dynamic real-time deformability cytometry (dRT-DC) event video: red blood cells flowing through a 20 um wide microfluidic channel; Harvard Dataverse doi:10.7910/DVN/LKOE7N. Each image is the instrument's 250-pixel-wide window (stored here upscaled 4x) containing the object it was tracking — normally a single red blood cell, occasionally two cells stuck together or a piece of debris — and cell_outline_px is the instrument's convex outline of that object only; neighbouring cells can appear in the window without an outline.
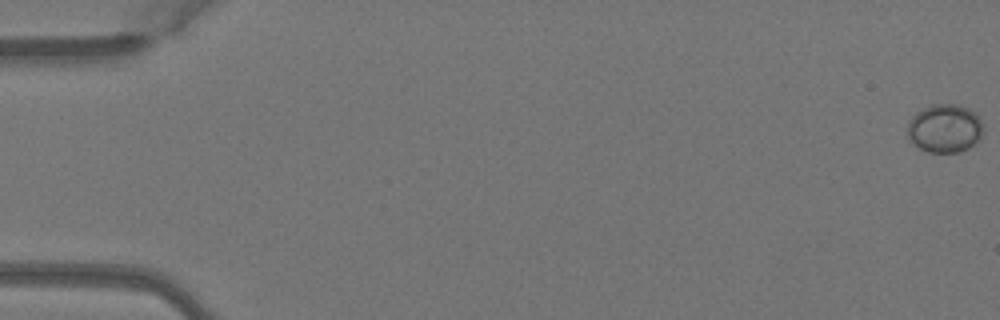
{"species": "Egyptian fruit bat (a non-hibernating species)", "species_latin": "Rousettus aegyptiacus", "temperature_condition": "warm", "stored_images_in_passage": 5, "camera_frame_rate_fps": 3000, "um_per_image_px": 0.085, "animal": {"sex": "female"}, "frame": {"image": 1, "passage_image": 1, "time_ms": 0.0, "image_size_px": [1000, 320], "cell_outline_px": [[984, 132], [980, 140], [976, 144], [960, 152], [928, 152], [912, 144], [908, 140], [908, 124], [912, 116], [916, 112], [932, 104], [960, 104], [976, 112], [980, 116], [984, 124]], "centroid_in_image_um": [80.36, 10.91], "position_along_channel_um": 4.6, "area_um2": 21.96}}
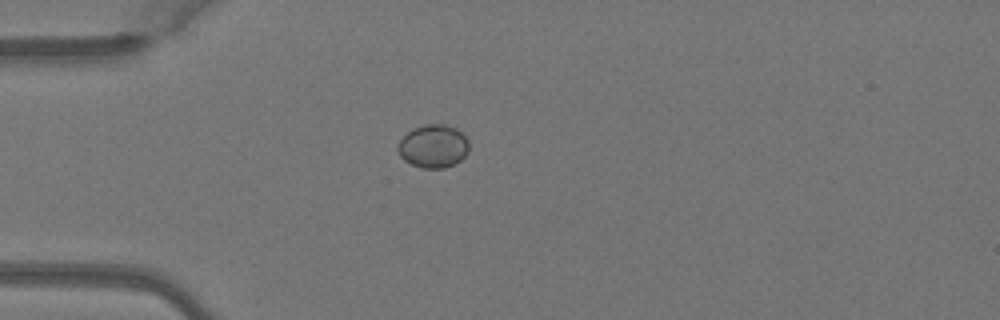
{"frame": {"image": 2, "passage_image": 5, "time_ms": 1.333, "image_size_px": [1000, 320], "cell_outline_px": [[468, 152], [460, 160], [444, 168], [424, 168], [412, 164], [404, 160], [400, 156], [396, 148], [400, 140], [408, 132], [424, 124], [444, 124], [456, 128], [468, 140]], "centroid_in_image_um": [36.82, 12.43], "position_along_channel_um": 48.2, "area_um2": 17.69}}